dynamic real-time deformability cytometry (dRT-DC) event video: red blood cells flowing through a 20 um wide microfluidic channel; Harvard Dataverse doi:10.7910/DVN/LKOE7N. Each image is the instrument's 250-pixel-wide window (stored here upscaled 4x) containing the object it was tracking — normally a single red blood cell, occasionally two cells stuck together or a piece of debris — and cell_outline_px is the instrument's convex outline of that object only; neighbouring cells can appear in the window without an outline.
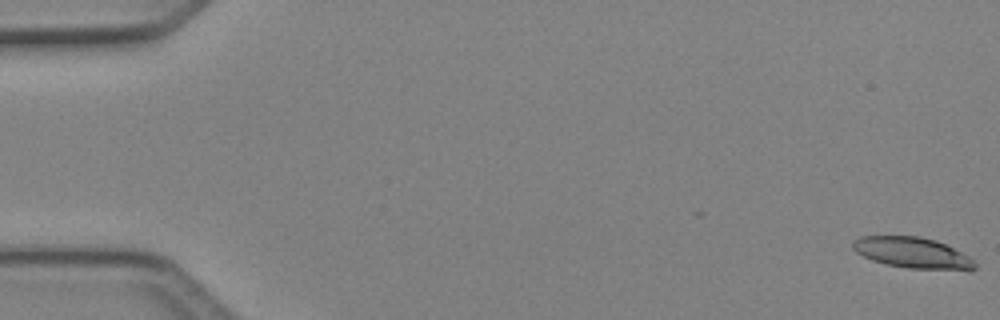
{"species": "Egyptian fruit bat (a non-hibernating species)", "species_latin": "Rousettus aegyptiacus", "temperature_condition": "cold", "stored_images_in_passage": 4, "camera_frame_rate_fps": 3000, "um_per_image_px": 0.085, "animal": {"sex": "female"}, "frame": {"image": 1, "passage_image": 1, "time_ms": 0.0, "image_size_px": [1000, 320], "cell_outline_px": [[976, 268], [968, 272], [908, 268], [888, 264], [872, 260], [856, 252], [852, 248], [852, 244], [860, 236], [920, 236], [936, 240], [968, 256], [976, 264]], "centroid_in_image_um": [77.62, 21.51], "position_along_channel_um": 7.4, "area_um2": 22.14}}